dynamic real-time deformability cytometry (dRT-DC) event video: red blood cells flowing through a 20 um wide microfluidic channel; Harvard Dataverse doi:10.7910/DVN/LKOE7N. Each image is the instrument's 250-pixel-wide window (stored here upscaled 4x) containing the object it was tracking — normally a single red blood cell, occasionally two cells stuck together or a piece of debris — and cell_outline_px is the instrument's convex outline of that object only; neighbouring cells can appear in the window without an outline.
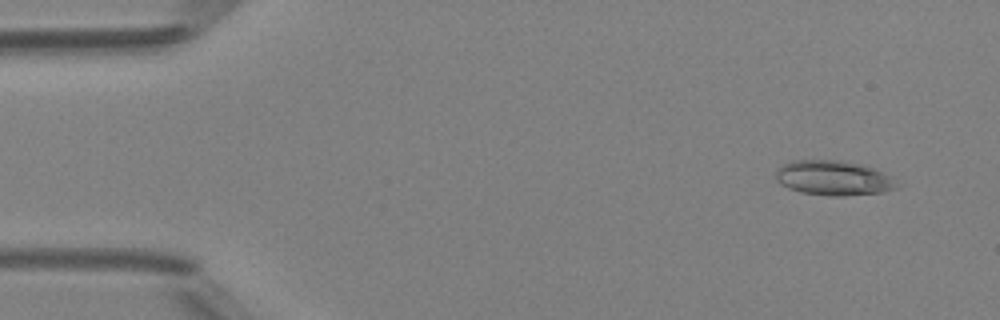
{"species": "Egyptian fruit bat (a non-hibernating species)", "species_latin": "Rousettus aegyptiacus", "temperature_condition": "room temperature", "stored_images_in_passage": 49, "camera_frame_rate_fps": 3000, "um_per_image_px": 0.085, "animal": {"sex": "female"}, "frame": {"image": 1, "passage_image": 4, "time_ms": 1.0, "image_size_px": [1000, 320], "cell_outline_px": [[896, 188], [880, 192], [844, 196], [832, 196], [800, 192], [788, 188], [780, 184], [776, 180], [776, 168], [792, 160], [840, 160], [868, 164], [888, 176], [896, 184]], "centroid_in_image_um": [70.79, 15.11], "position_along_channel_um": 14.2, "area_um2": 24.57}}
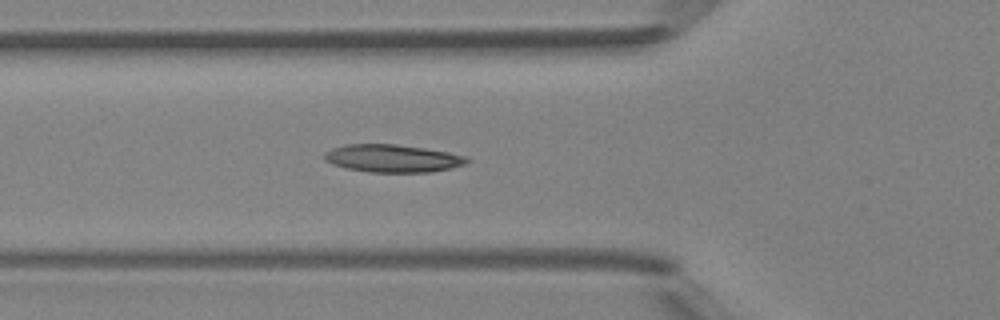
{"frame": {"image": 2, "passage_image": 18, "time_ms": 5.667, "image_size_px": [1000, 320], "cell_outline_px": [[472, 160], [464, 164], [432, 172], [368, 172], [348, 168], [332, 164], [324, 160], [324, 152], [332, 148], [344, 144], [396, 144], [424, 148], [448, 152], [468, 156]], "centroid_in_image_um": [33.36, 13.45], "position_along_channel_um": 92.4, "area_um2": 23.06}}
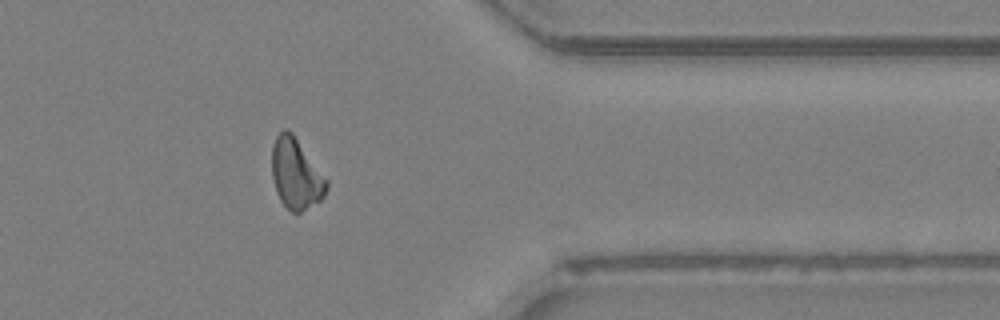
{"frame": {"image": 3, "passage_image": 40, "time_ms": 13.0, "image_size_px": [1000, 320], "cell_outline_px": [[328, 188], [324, 196], [320, 200], [300, 212], [292, 212], [280, 200], [276, 192], [272, 176], [272, 148], [276, 136], [284, 128], [288, 128], [292, 132], [328, 180]], "centroid_in_image_um": [25.16, 14.76], "position_along_channel_um": 386.2, "area_um2": 22.37}, "authors_computed_cell_mechanics": {"area_um2": 22.253, "velocity_mm_per_s": 4.2157, "shape_relaxation_time_tau1_ms": 7.5445, "shape_relaxation_time_tau2_ms": 3.3619, "deformation_change_tau1": 0.1721, "deformation_change_tau2": 0.1177}}